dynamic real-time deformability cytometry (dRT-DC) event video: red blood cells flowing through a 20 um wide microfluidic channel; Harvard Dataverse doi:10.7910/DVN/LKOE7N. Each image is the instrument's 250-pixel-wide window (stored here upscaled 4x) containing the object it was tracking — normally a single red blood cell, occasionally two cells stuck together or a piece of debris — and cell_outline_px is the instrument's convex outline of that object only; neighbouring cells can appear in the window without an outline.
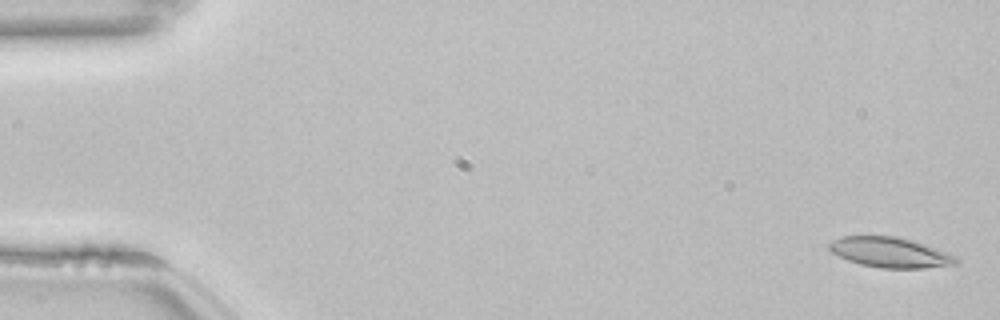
{"species": "common noctule bat (a hibernating species)", "species_latin": "Nyctalus noctula", "temperature_condition": "room temperature", "stored_images_in_passage": 15, "camera_frame_rate_fps": 3000, "um_per_image_px": 0.085, "animal": {"sex": "female", "body_mass_g": 22.7, "forearm_length_mm": 54.2}, "frame": {"image": 1, "passage_image": 2, "time_ms": 0.333, "image_size_px": [1000, 320], "cell_outline_px": [[960, 260], [956, 264], [924, 268], [880, 268], [860, 264], [848, 260], [832, 252], [828, 248], [828, 244], [832, 240], [844, 236], [896, 236], [912, 240], [936, 248], [956, 256]], "centroid_in_image_um": [75.66, 21.45], "position_along_channel_um": 9.3, "area_um2": 22.25}}